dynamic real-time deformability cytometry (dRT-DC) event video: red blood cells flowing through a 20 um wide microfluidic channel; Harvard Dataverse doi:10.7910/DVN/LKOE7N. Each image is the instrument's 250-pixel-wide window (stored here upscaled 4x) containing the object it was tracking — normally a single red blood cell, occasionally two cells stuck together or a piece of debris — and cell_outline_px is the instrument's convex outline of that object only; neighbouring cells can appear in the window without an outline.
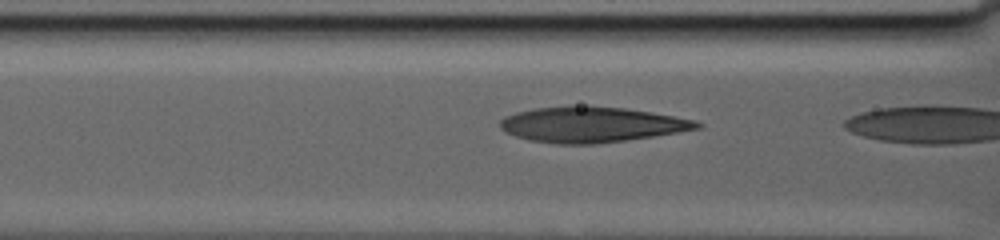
{"species": "human", "species_latin": "Homo sapiens", "temperature_condition": "warm", "stored_images_in_passage": 42, "camera_frame_rate_fps": 3000, "um_per_image_px": 0.085, "donor": {"sex": "male"}, "frame": {"image": 1, "passage_image": 41, "time_ms": 13.0, "image_size_px": [1000, 240], "cell_outline_px": [[704, 124], [700, 128], [652, 136], [596, 144], [556, 144], [528, 140], [504, 132], [500, 128], [500, 120], [504, 116], [516, 112], [532, 108], [624, 108], [652, 112], [696, 120]], "centroid_in_image_um": [50.26, 10.62], "position_along_channel_um": 116.3, "area_um2": 39.77}}